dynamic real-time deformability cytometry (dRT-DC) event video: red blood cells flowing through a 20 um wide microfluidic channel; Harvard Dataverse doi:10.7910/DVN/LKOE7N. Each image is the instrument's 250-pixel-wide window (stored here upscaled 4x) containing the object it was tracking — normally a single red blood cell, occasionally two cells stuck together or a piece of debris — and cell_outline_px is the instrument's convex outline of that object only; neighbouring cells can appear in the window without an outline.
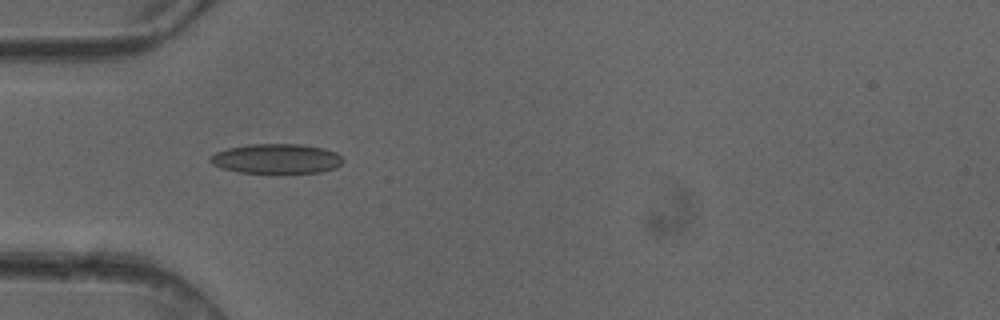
{"species": "common noctule bat (a hibernating species)", "species_latin": "Nyctalus noctula", "temperature_condition": "cold", "stored_images_in_passage": 6, "camera_frame_rate_fps": 3000, "um_per_image_px": 0.085, "animal": {"sex": "female"}, "frame": {"image": 1, "passage_image": 3, "time_ms": 0.667, "image_size_px": [1000, 320], "cell_outline_px": [[344, 160], [336, 168], [320, 172], [276, 176], [240, 172], [220, 168], [212, 164], [208, 160], [208, 156], [216, 152], [228, 148], [248, 144], [300, 144], [324, 148], [336, 152]], "centroid_in_image_um": [23.48, 13.54], "position_along_channel_um": 61.5, "area_um2": 24.1}}
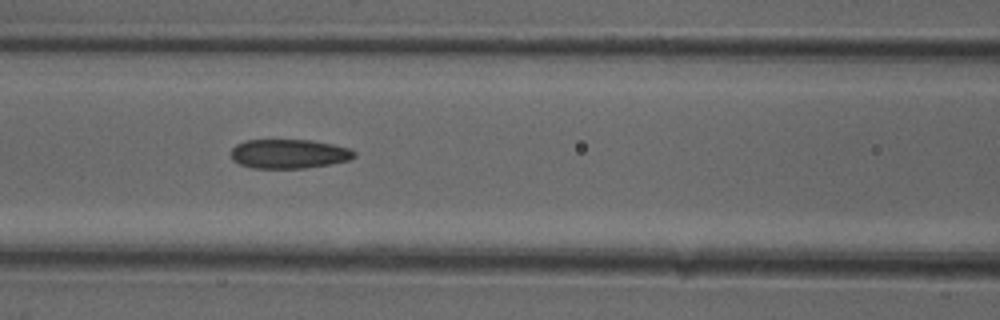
{"frame": {"image": 2, "passage_image": 5, "time_ms": 1.333, "image_size_px": [1000, 320], "cell_outline_px": [[356, 156], [348, 160], [332, 164], [304, 168], [252, 168], [240, 164], [232, 160], [232, 148], [236, 144], [244, 140], [312, 140], [352, 148], [356, 152]], "centroid_in_image_um": [24.58, 13.07], "position_along_channel_um": 142.0, "area_um2": 21.15}}
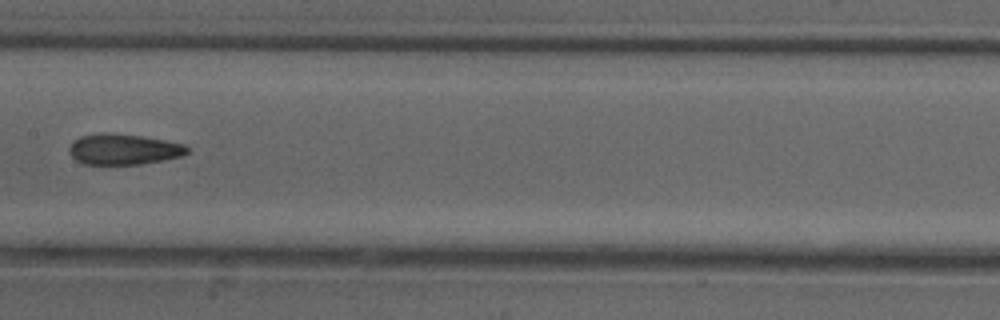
{"frame": {"image": 3, "passage_image": 6, "time_ms": 1.667, "image_size_px": [1000, 320], "cell_outline_px": [[188, 152], [184, 156], [140, 164], [84, 164], [76, 160], [68, 152], [68, 148], [80, 136], [100, 132], [108, 132], [140, 136], [164, 140], [184, 144], [188, 148]], "centroid_in_image_um": [10.49, 12.68], "position_along_channel_um": 196.9, "area_um2": 21.1}}